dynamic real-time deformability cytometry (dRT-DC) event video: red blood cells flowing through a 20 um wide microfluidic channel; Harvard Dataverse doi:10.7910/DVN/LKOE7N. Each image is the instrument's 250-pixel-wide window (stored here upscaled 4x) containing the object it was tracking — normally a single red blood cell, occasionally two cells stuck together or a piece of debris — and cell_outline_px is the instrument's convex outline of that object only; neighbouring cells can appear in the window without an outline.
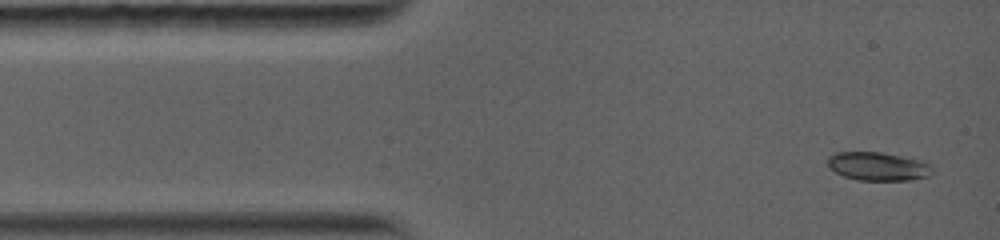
{"species": "common noctule bat (a hibernating species)", "species_latin": "Nyctalus noctula", "temperature_condition": "warm", "stored_images_in_passage": 22, "camera_frame_rate_fps": 5000, "um_per_image_px": 0.085, "animal": {"sex": "female", "body_mass_g": 19.0, "forearm_length_mm": 56.7}, "frame": {"image": 1, "passage_image": 1, "time_ms": 0.0, "image_size_px": [1000, 240], "cell_outline_px": [[932, 172], [928, 176], [912, 180], [856, 180], [844, 176], [828, 168], [824, 160], [828, 156], [836, 152], [880, 152], [928, 160], [932, 168]], "centroid_in_image_um": [74.63, 14.12], "position_along_channel_um": 10.4, "area_um2": 17.86}}
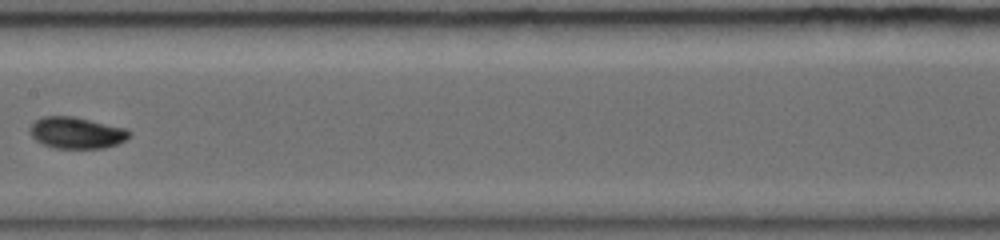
{"frame": {"image": 2, "passage_image": 10, "time_ms": 6.2, "image_size_px": [1000, 240], "cell_outline_px": [[132, 132], [124, 140], [116, 144], [104, 148], [52, 148], [36, 140], [32, 136], [32, 124], [36, 120], [48, 116], [68, 116], [128, 128]], "centroid_in_image_um": [6.54, 11.3], "position_along_channel_um": 200.9, "area_um2": 17.8}}
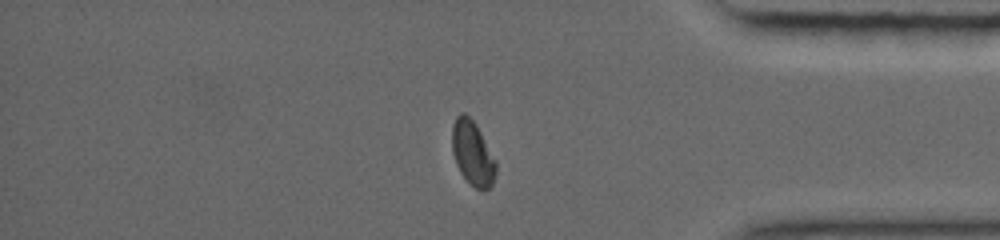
{"frame": {"image": 3, "passage_image": 19, "time_ms": 11.4, "image_size_px": [1000, 240], "cell_outline_px": [[496, 172], [492, 184], [488, 188], [476, 188], [460, 172], [456, 164], [452, 152], [452, 128], [456, 116], [464, 112], [472, 120], [496, 160]], "centroid_in_image_um": [40.15, 13.01], "position_along_channel_um": 395.0, "area_um2": 15.95}, "authors_computed_cell_mechanics": {"area_um2": 17.2822, "velocity_mm_per_s": 4.0742, "shape_relaxation_time_tau1_ms": 4.8012, "shape_relaxation_time_tau2_ms": 1.0422, "deformation_change_tau1": 0.1534, "deformation_change_tau2": 0.0295}}